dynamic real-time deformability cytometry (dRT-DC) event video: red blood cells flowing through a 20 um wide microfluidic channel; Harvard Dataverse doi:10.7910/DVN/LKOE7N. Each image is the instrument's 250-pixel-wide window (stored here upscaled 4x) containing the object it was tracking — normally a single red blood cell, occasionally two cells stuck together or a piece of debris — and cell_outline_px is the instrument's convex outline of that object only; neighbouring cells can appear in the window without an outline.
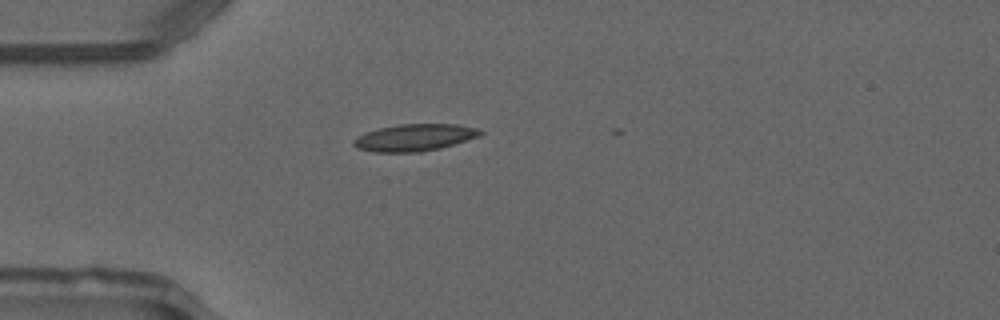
{"species": "common noctule bat (a hibernating species)", "species_latin": "Nyctalus noctula", "temperature_condition": "warm", "stored_images_in_passage": 5, "camera_frame_rate_fps": 3000, "um_per_image_px": 0.085, "animal": {"sex": "male", "forearm_length_mm": 52.5}, "frame": {"image": 1, "passage_image": 1, "time_ms": 0.0, "image_size_px": [1000, 320], "cell_outline_px": [[484, 132], [480, 136], [440, 148], [420, 152], [376, 152], [356, 148], [352, 144], [352, 140], [356, 136], [364, 132], [380, 128], [400, 124], [456, 124], [480, 128]], "centroid_in_image_um": [35.22, 11.69], "position_along_channel_um": 49.8, "area_um2": 20.06}}